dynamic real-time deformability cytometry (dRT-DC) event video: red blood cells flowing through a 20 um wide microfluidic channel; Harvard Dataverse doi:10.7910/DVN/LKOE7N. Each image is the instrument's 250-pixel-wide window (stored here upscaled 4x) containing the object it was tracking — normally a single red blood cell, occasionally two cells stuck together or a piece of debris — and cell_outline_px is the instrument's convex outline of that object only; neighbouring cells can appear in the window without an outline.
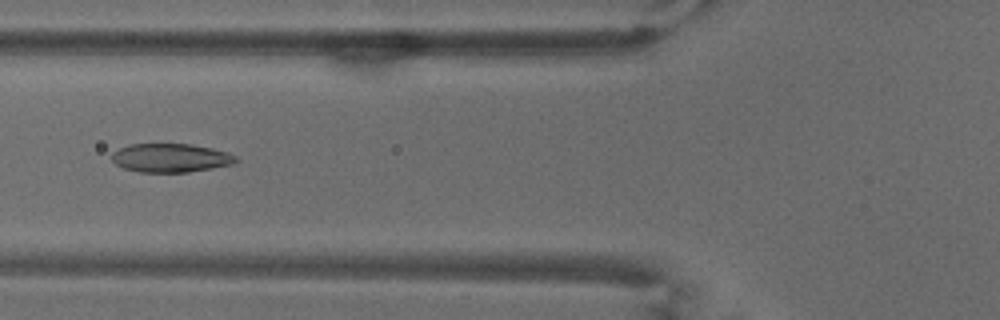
{"species": "common noctule bat (a hibernating species)", "species_latin": "Nyctalus noctula", "temperature_condition": "warm", "stored_images_in_passage": 54, "camera_frame_rate_fps": 3000, "um_per_image_px": 0.085, "animal": {"sex": "male", "body_mass_g": 18.8}, "frame": {"image": 1, "passage_image": 21, "time_ms": 6.667, "image_size_px": [1000, 320], "cell_outline_px": [[240, 160], [232, 164], [212, 168], [188, 172], [140, 172], [124, 168], [116, 164], [112, 160], [112, 152], [128, 144], [192, 144], [212, 148], [236, 156]], "centroid_in_image_um": [14.5, 13.42], "position_along_channel_um": 111.3, "area_um2": 20.69}}
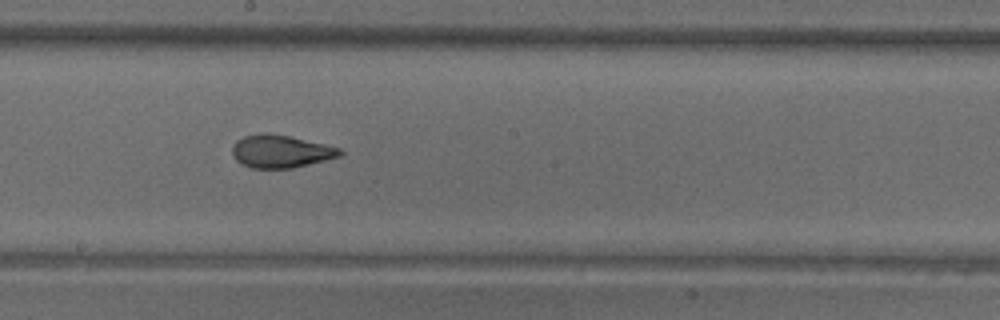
{"frame": {"image": 2, "passage_image": 30, "time_ms": 9.667, "image_size_px": [1000, 320], "cell_outline_px": [[344, 152], [340, 156], [292, 168], [252, 168], [240, 164], [236, 160], [232, 152], [232, 148], [236, 140], [244, 136], [264, 132], [288, 136], [324, 144], [340, 148]], "centroid_in_image_um": [23.83, 12.86], "position_along_channel_um": 224.4, "area_um2": 20.4}}
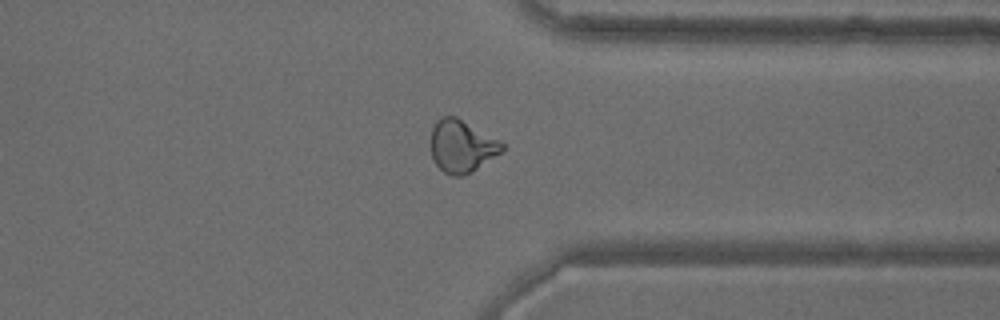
{"frame": {"image": 3, "passage_image": 42, "time_ms": 13.667, "image_size_px": [1000, 320], "cell_outline_px": [[504, 148], [500, 152], [472, 172], [460, 176], [452, 176], [444, 172], [432, 160], [428, 144], [432, 128], [436, 120], [440, 116], [456, 116], [500, 140], [504, 144]], "centroid_in_image_um": [39.18, 12.41], "position_along_channel_um": 372.2, "area_um2": 22.08}, "authors_computed_cell_mechanics": {"area_um2": 22.4264, "velocity_mm_per_s": 3.7613, "shape_relaxation_time_tau1_ms": null, "shape_relaxation_time_tau2_ms": 1.3177, "deformation_change_tau1": null, "deformation_change_tau2": 0.0821}}